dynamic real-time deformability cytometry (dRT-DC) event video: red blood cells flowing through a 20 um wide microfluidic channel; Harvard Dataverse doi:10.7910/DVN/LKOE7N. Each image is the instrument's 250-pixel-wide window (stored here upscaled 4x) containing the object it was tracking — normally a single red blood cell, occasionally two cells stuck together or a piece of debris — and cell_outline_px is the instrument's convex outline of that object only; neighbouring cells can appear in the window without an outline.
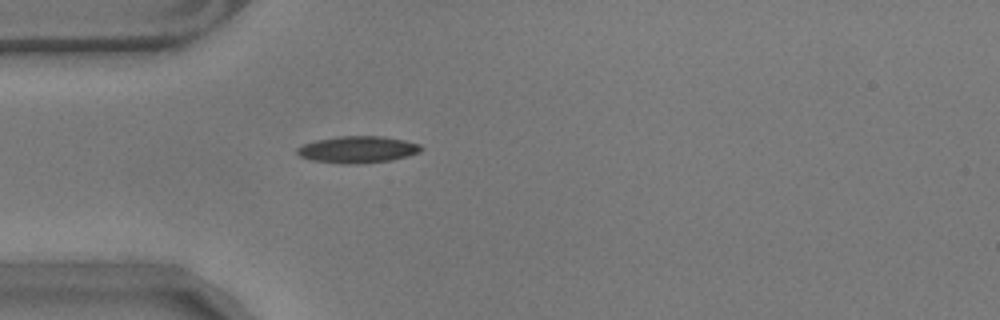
{"species": "common noctule bat (a hibernating species)", "species_latin": "Nyctalus noctula", "temperature_condition": "warm", "stored_images_in_passage": 42, "camera_frame_rate_fps": 3000, "um_per_image_px": 0.085, "animal": {"sex": "male", "body_mass_g": 17.9}, "frame": {"image": 1, "passage_image": 1, "time_ms": 0.0, "image_size_px": [1000, 320], "cell_outline_px": [[424, 148], [420, 152], [408, 156], [392, 160], [360, 164], [340, 164], [312, 160], [300, 156], [296, 152], [296, 148], [304, 144], [316, 140], [340, 136], [384, 136], [404, 140], [420, 144]], "centroid_in_image_um": [30.42, 12.71], "position_along_channel_um": 54.6, "area_um2": 19.54}}
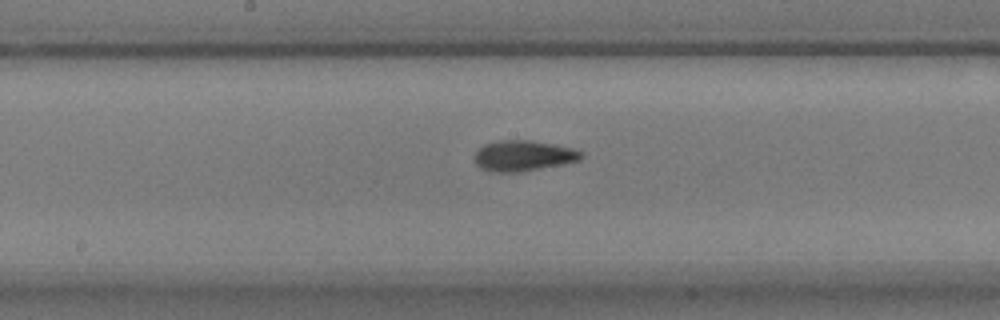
{"frame": {"image": 2, "passage_image": 14, "time_ms": 4.333, "image_size_px": [1000, 320], "cell_outline_px": [[584, 156], [580, 160], [564, 164], [524, 172], [488, 172], [480, 168], [476, 164], [476, 152], [484, 144], [500, 140], [532, 140], [572, 148], [584, 152]], "centroid_in_image_um": [44.51, 13.25], "position_along_channel_um": 203.7, "area_um2": 19.25}}
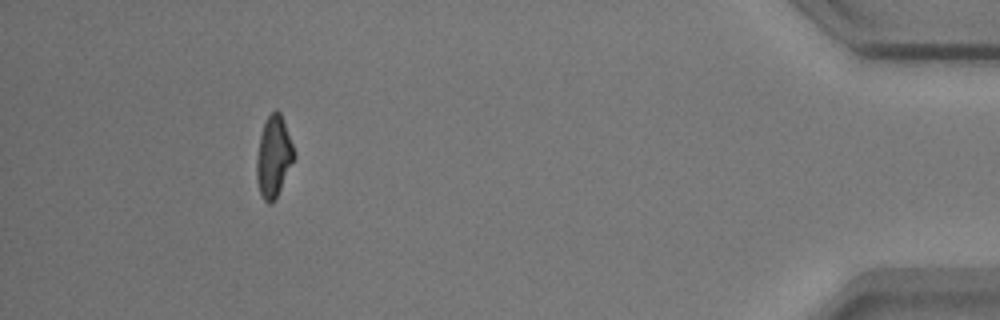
{"frame": {"image": 3, "passage_image": 37, "time_ms": 12.0, "image_size_px": [1000, 320], "cell_outline_px": [[296, 156], [276, 200], [272, 204], [268, 204], [264, 200], [260, 192], [256, 180], [256, 156], [260, 136], [264, 120], [276, 108], [280, 112], [296, 152]], "centroid_in_image_um": [23.26, 13.33], "position_along_channel_um": 411.9, "area_um2": 18.09}, "authors_computed_cell_mechanics": {"area_um2": 18.2648, "velocity_mm_per_s": 3.5331, "shape_relaxation_time_tau1_ms": 3.6709, "shape_relaxation_time_tau2_ms": 3.9131, "deformation_change_tau1": 0.1557, "deformation_change_tau2": 0.1102}}